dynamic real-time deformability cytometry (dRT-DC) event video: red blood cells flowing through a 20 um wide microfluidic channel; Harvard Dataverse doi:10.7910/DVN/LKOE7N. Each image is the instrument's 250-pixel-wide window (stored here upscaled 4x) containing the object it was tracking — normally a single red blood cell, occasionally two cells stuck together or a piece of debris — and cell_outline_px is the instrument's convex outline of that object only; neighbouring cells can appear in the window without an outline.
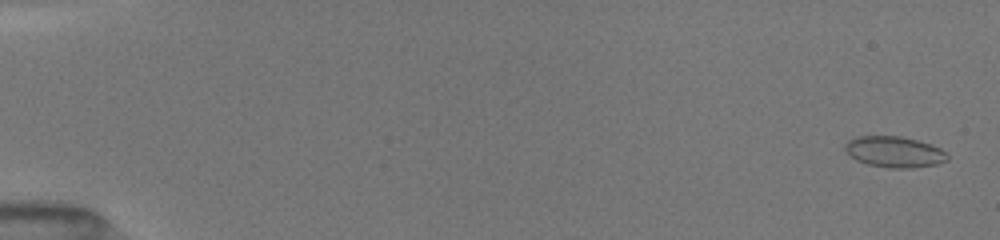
{"species": "common noctule bat (a hibernating species)", "species_latin": "Nyctalus noctula", "temperature_condition": "room temperature", "stored_images_in_passage": 27, "camera_frame_rate_fps": 3000, "um_per_image_px": 0.085, "animal": {"sex": "female", "body_mass_g": 19.5, "forearm_length_mm": 54.1}, "frame": {"image": 1, "passage_image": 2, "time_ms": 0.333, "image_size_px": [1000, 240], "cell_outline_px": [[948, 160], [936, 164], [912, 168], [888, 168], [868, 164], [856, 160], [844, 148], [844, 144], [848, 140], [856, 136], [900, 136], [916, 140], [940, 148], [948, 156]], "centroid_in_image_um": [75.99, 12.91], "position_along_channel_um": 9.0, "area_um2": 18.32}}
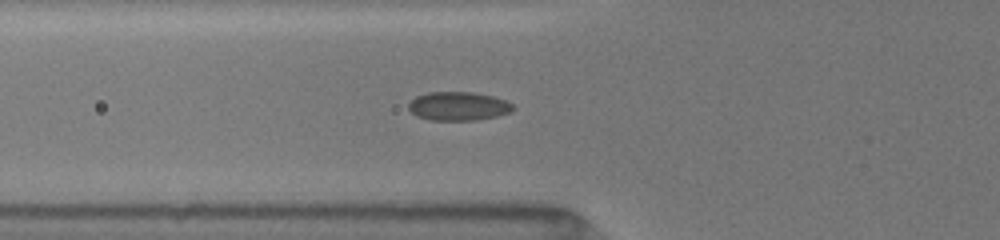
{"frame": {"image": 2, "passage_image": 18, "time_ms": 6.333, "image_size_px": [1000, 240], "cell_outline_px": [[512, 112], [496, 116], [476, 120], [428, 120], [416, 116], [408, 108], [408, 104], [416, 96], [428, 92], [472, 92], [492, 96], [504, 100], [512, 104]], "centroid_in_image_um": [38.92, 9.03], "position_along_channel_um": 86.9, "area_um2": 17.4}}
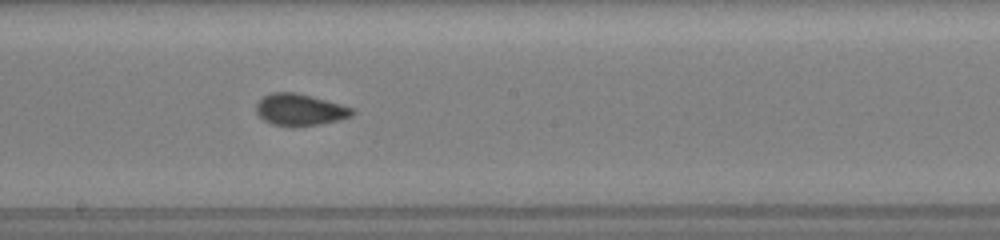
{"frame": {"image": 3, "passage_image": 27, "time_ms": 9.667, "image_size_px": [1000, 240], "cell_outline_px": [[356, 112], [352, 116], [340, 120], [320, 124], [292, 128], [272, 124], [264, 120], [256, 112], [256, 104], [264, 96], [272, 92], [296, 92], [356, 108]], "centroid_in_image_um": [25.53, 9.34], "position_along_channel_um": 222.7, "area_um2": 18.09}}